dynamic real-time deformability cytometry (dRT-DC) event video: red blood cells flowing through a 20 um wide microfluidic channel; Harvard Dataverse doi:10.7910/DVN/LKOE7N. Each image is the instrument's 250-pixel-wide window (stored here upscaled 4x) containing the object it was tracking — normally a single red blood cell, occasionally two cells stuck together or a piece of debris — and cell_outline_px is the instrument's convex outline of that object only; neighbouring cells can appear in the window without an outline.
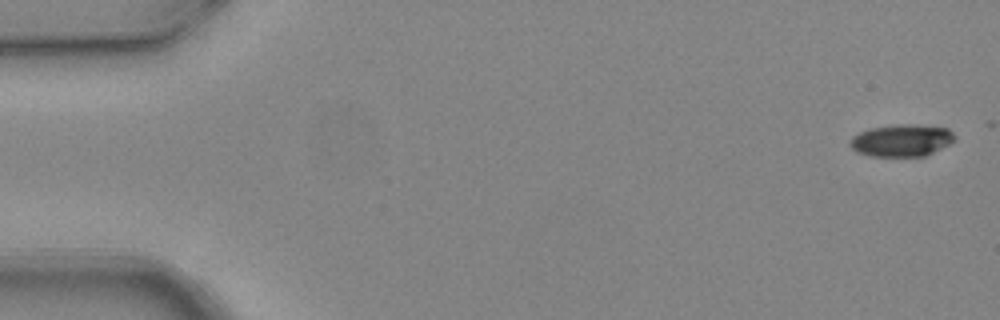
{"species": "common noctule bat (a hibernating species)", "species_latin": "Nyctalus noctula", "temperature_condition": "warm", "stored_images_in_passage": 5, "segment_of_instrument_passage": [1, 2], "camera_frame_rate_fps": 3000, "um_per_image_px": 0.085, "animal": {"sex": "female", "body_mass_g": 24.6, "forearm_length_mm": 56.2}, "frame": {"image": 1, "passage_image": 1, "time_ms": 0.0, "image_size_px": [1000, 320], "cell_outline_px": [[956, 140], [924, 156], [872, 156], [856, 152], [848, 144], [852, 136], [868, 128], [900, 124], [912, 124], [948, 128], [956, 136]], "centroid_in_image_um": [76.61, 11.92], "position_along_channel_um": 8.4, "area_um2": 19.59}}
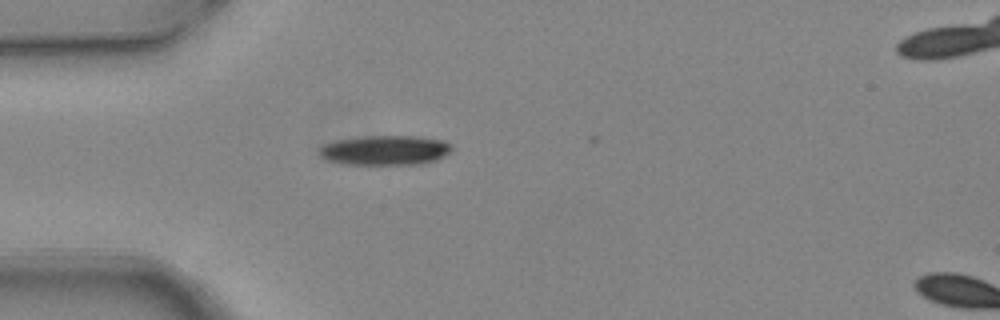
{"frame": {"image": 2, "passage_image": 4, "time_ms": 1.0, "image_size_px": [1000, 320], "cell_outline_px": [[452, 148], [444, 156], [436, 160], [420, 164], [344, 164], [328, 160], [320, 156], [320, 148], [324, 144], [336, 140], [360, 136], [420, 136], [444, 140], [452, 144]], "centroid_in_image_um": [32.75, 12.76], "position_along_channel_um": 52.2, "area_um2": 23.0}}